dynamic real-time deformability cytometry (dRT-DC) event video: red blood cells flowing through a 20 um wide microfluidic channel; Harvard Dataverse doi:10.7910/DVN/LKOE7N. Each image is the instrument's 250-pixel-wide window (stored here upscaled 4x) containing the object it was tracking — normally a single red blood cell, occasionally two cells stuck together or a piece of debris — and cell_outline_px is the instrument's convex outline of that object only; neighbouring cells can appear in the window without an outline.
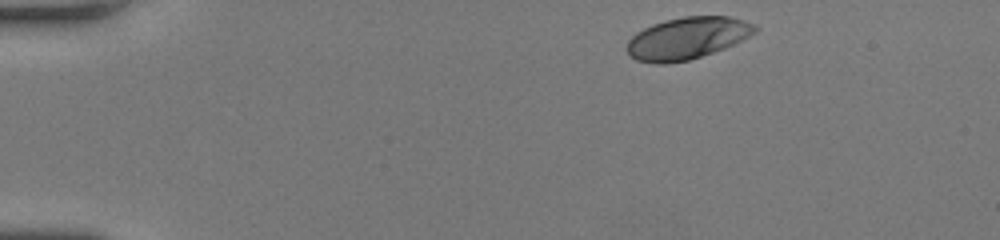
{"species": "human", "species_latin": "Homo sapiens", "temperature_condition": "room temperature", "stored_images_in_passage": 43, "camera_frame_rate_fps": 3000, "um_per_image_px": 0.085, "donor": {"sex": "female"}, "frame": {"image": 1, "passage_image": 1, "time_ms": 0.0, "image_size_px": [1000, 240], "cell_outline_px": [[760, 28], [756, 32], [724, 48], [688, 60], [664, 64], [656, 64], [636, 60], [628, 56], [624, 48], [628, 40], [636, 32], [652, 24], [664, 20], [684, 16], [728, 16], [744, 20], [756, 24]], "centroid_in_image_um": [58.36, 3.24], "position_along_channel_um": 26.6, "area_um2": 31.5}}
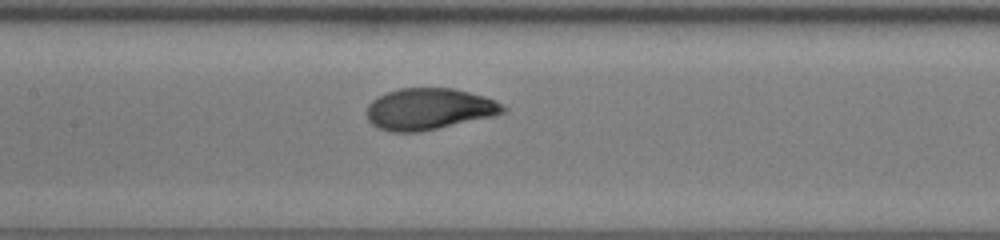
{"frame": {"image": 2, "passage_image": 18, "time_ms": 5.667, "image_size_px": [1000, 240], "cell_outline_px": [[508, 112], [492, 116], [420, 132], [388, 132], [376, 128], [368, 120], [368, 104], [376, 96], [400, 88], [452, 88], [484, 96], [508, 108]], "centroid_in_image_um": [36.43, 9.27], "position_along_channel_um": 171.0, "area_um2": 32.89}}
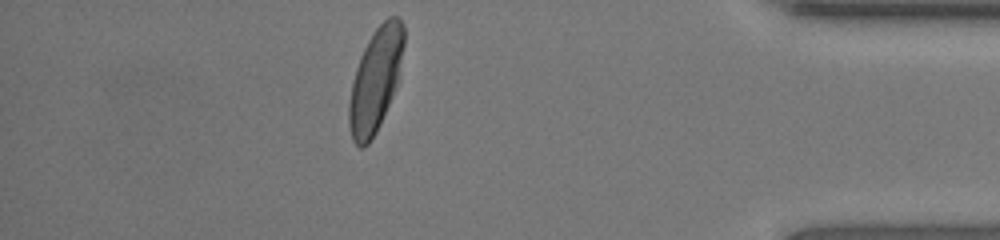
{"frame": {"image": 3, "passage_image": 37, "time_ms": 12.0, "image_size_px": [1000, 240], "cell_outline_px": [[404, 44], [400, 80], [380, 124], [376, 132], [368, 144], [364, 148], [360, 148], [352, 140], [348, 124], [348, 104], [352, 80], [360, 56], [368, 40], [376, 28], [388, 16], [400, 16], [404, 24]], "centroid_in_image_um": [31.94, 6.79], "position_along_channel_um": 403.3, "area_um2": 33.64}, "authors_computed_cell_mechanics": {"area_um2": 32.7726, "velocity_mm_per_s": 4.2475, "shape_relaxation_time_tau1_ms": 2.4218, "shape_relaxation_time_tau2_ms": null, "deformation_change_tau1": 0.1602, "deformation_change_tau2": null}}